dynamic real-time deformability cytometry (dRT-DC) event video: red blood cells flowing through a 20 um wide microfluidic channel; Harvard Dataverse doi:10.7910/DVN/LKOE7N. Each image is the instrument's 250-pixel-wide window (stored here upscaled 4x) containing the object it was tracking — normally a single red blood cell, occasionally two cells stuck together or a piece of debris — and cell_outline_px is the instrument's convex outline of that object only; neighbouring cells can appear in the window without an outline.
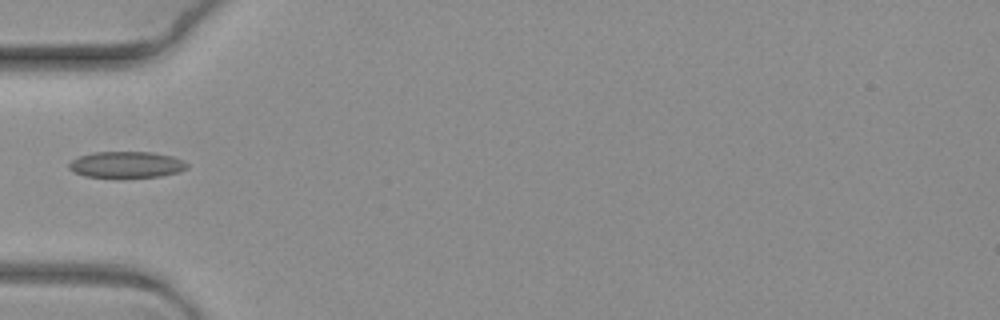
{"species": "common noctule bat (a hibernating species)", "species_latin": "Nyctalus noctula", "temperature_condition": "warm", "stored_images_in_passage": 6, "segment_of_instrument_passage": [2, 2], "camera_frame_rate_fps": 3000, "um_per_image_px": 0.085, "animal": {"sex": "female", "body_mass_g": 19.3, "forearm_length_mm": 54.1}, "frame": {"image": 1, "passage_image": 6, "time_ms": 1.667, "image_size_px": [1000, 320], "cell_outline_px": [[188, 168], [176, 172], [160, 176], [84, 176], [72, 172], [68, 168], [68, 164], [72, 160], [80, 156], [92, 152], [152, 152], [172, 156], [184, 160], [188, 164]], "centroid_in_image_um": [10.73, 13.97], "position_along_channel_um": 74.3, "area_um2": 17.8}}